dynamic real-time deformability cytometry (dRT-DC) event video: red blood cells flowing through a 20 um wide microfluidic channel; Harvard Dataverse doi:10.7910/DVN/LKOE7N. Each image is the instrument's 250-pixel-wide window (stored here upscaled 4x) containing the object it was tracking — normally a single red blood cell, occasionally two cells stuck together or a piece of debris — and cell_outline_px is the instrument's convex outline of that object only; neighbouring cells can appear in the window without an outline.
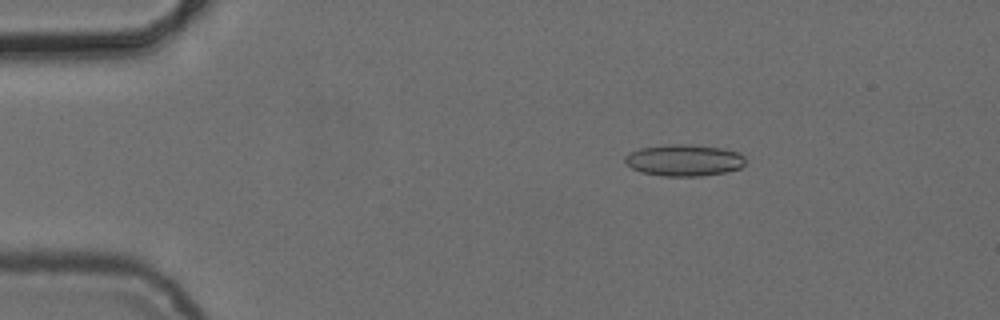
{"species": "common noctule bat (a hibernating species)", "species_latin": "Nyctalus noctula", "temperature_condition": "cold", "stored_images_in_passage": 9, "camera_frame_rate_fps": 3000, "um_per_image_px": 0.085, "animal": {"sex": "female", "body_mass_g": 24.6, "forearm_length_mm": 56.2}, "frame": {"image": 1, "passage_image": 2, "time_ms": 2.0, "image_size_px": [1000, 320], "cell_outline_px": [[744, 164], [740, 168], [724, 172], [700, 176], [664, 176], [640, 172], [632, 168], [624, 160], [624, 156], [640, 148], [668, 144], [688, 144], [724, 148], [736, 152], [744, 156]], "centroid_in_image_um": [58.13, 13.61], "position_along_channel_um": 26.9, "area_um2": 22.08}}
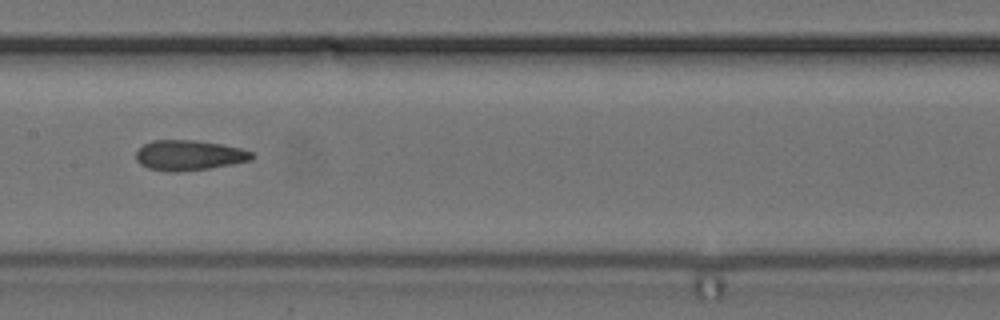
{"frame": {"image": 2, "passage_image": 7, "time_ms": 8.0, "image_size_px": [1000, 320], "cell_outline_px": [[252, 160], [232, 164], [208, 168], [180, 172], [168, 172], [148, 168], [140, 164], [136, 160], [136, 152], [144, 144], [152, 140], [196, 140], [220, 144], [240, 148], [252, 152]], "centroid_in_image_um": [16.04, 13.2], "position_along_channel_um": 191.4, "area_um2": 20.35}}
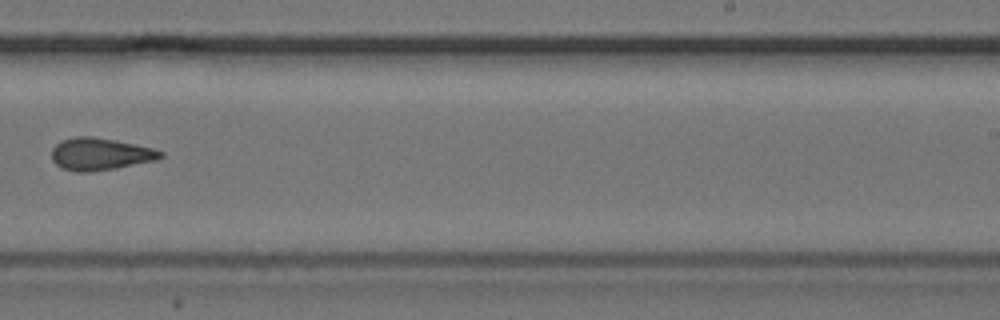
{"frame": {"image": 3, "passage_image": 9, "time_ms": 10.333, "image_size_px": [1000, 320], "cell_outline_px": [[164, 156], [156, 160], [116, 168], [88, 172], [76, 172], [60, 168], [52, 160], [52, 148], [60, 140], [76, 136], [92, 136], [116, 140], [152, 148], [164, 152]], "centroid_in_image_um": [8.49, 13.09], "position_along_channel_um": 280.5, "area_um2": 20.58}}